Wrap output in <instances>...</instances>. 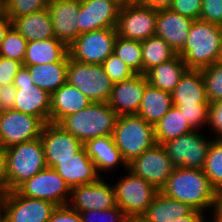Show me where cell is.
Returning <instances> with one entry per match:
<instances>
[{
  "instance_id": "cell-1",
  "label": "cell",
  "mask_w": 222,
  "mask_h": 222,
  "mask_svg": "<svg viewBox=\"0 0 222 222\" xmlns=\"http://www.w3.org/2000/svg\"><path fill=\"white\" fill-rule=\"evenodd\" d=\"M160 192L190 205L209 217L216 189L211 185L203 169L179 167L173 170Z\"/></svg>"
},
{
  "instance_id": "cell-2",
  "label": "cell",
  "mask_w": 222,
  "mask_h": 222,
  "mask_svg": "<svg viewBox=\"0 0 222 222\" xmlns=\"http://www.w3.org/2000/svg\"><path fill=\"white\" fill-rule=\"evenodd\" d=\"M187 69L202 70L222 58V26L194 20L184 48L178 53Z\"/></svg>"
},
{
  "instance_id": "cell-3",
  "label": "cell",
  "mask_w": 222,
  "mask_h": 222,
  "mask_svg": "<svg viewBox=\"0 0 222 222\" xmlns=\"http://www.w3.org/2000/svg\"><path fill=\"white\" fill-rule=\"evenodd\" d=\"M118 116L108 102H92L80 112L64 117L58 124L84 144L93 138L111 136Z\"/></svg>"
},
{
  "instance_id": "cell-4",
  "label": "cell",
  "mask_w": 222,
  "mask_h": 222,
  "mask_svg": "<svg viewBox=\"0 0 222 222\" xmlns=\"http://www.w3.org/2000/svg\"><path fill=\"white\" fill-rule=\"evenodd\" d=\"M112 137L127 164L157 144L154 126L137 114L118 116Z\"/></svg>"
},
{
  "instance_id": "cell-5",
  "label": "cell",
  "mask_w": 222,
  "mask_h": 222,
  "mask_svg": "<svg viewBox=\"0 0 222 222\" xmlns=\"http://www.w3.org/2000/svg\"><path fill=\"white\" fill-rule=\"evenodd\" d=\"M7 155L8 192L45 169L44 146L41 138L23 142L5 149Z\"/></svg>"
},
{
  "instance_id": "cell-6",
  "label": "cell",
  "mask_w": 222,
  "mask_h": 222,
  "mask_svg": "<svg viewBox=\"0 0 222 222\" xmlns=\"http://www.w3.org/2000/svg\"><path fill=\"white\" fill-rule=\"evenodd\" d=\"M122 173L125 175H121L115 179L117 182L112 183L117 206L126 217L142 216L159 190L128 169Z\"/></svg>"
},
{
  "instance_id": "cell-7",
  "label": "cell",
  "mask_w": 222,
  "mask_h": 222,
  "mask_svg": "<svg viewBox=\"0 0 222 222\" xmlns=\"http://www.w3.org/2000/svg\"><path fill=\"white\" fill-rule=\"evenodd\" d=\"M67 83L76 87L91 102H108L113 87L102 65L81 63L69 56Z\"/></svg>"
},
{
  "instance_id": "cell-8",
  "label": "cell",
  "mask_w": 222,
  "mask_h": 222,
  "mask_svg": "<svg viewBox=\"0 0 222 222\" xmlns=\"http://www.w3.org/2000/svg\"><path fill=\"white\" fill-rule=\"evenodd\" d=\"M206 133L193 130L162 144L175 168L203 169L211 142L214 140Z\"/></svg>"
},
{
  "instance_id": "cell-9",
  "label": "cell",
  "mask_w": 222,
  "mask_h": 222,
  "mask_svg": "<svg viewBox=\"0 0 222 222\" xmlns=\"http://www.w3.org/2000/svg\"><path fill=\"white\" fill-rule=\"evenodd\" d=\"M116 38V27L82 33L68 46V55L81 63L102 65L113 53Z\"/></svg>"
},
{
  "instance_id": "cell-10",
  "label": "cell",
  "mask_w": 222,
  "mask_h": 222,
  "mask_svg": "<svg viewBox=\"0 0 222 222\" xmlns=\"http://www.w3.org/2000/svg\"><path fill=\"white\" fill-rule=\"evenodd\" d=\"M56 207L50 201L9 191L3 196L1 222H47Z\"/></svg>"
},
{
  "instance_id": "cell-11",
  "label": "cell",
  "mask_w": 222,
  "mask_h": 222,
  "mask_svg": "<svg viewBox=\"0 0 222 222\" xmlns=\"http://www.w3.org/2000/svg\"><path fill=\"white\" fill-rule=\"evenodd\" d=\"M13 86L16 88L14 110L39 117L44 123L50 122L51 95L34 85L27 67L18 71Z\"/></svg>"
},
{
  "instance_id": "cell-12",
  "label": "cell",
  "mask_w": 222,
  "mask_h": 222,
  "mask_svg": "<svg viewBox=\"0 0 222 222\" xmlns=\"http://www.w3.org/2000/svg\"><path fill=\"white\" fill-rule=\"evenodd\" d=\"M16 191L22 196L47 200L57 206L67 205L71 194L69 185L49 167L26 180Z\"/></svg>"
},
{
  "instance_id": "cell-13",
  "label": "cell",
  "mask_w": 222,
  "mask_h": 222,
  "mask_svg": "<svg viewBox=\"0 0 222 222\" xmlns=\"http://www.w3.org/2000/svg\"><path fill=\"white\" fill-rule=\"evenodd\" d=\"M45 123L31 114L10 109L0 112V147L35 140L41 136Z\"/></svg>"
},
{
  "instance_id": "cell-14",
  "label": "cell",
  "mask_w": 222,
  "mask_h": 222,
  "mask_svg": "<svg viewBox=\"0 0 222 222\" xmlns=\"http://www.w3.org/2000/svg\"><path fill=\"white\" fill-rule=\"evenodd\" d=\"M127 169L160 191L175 167L164 147L156 144L127 164Z\"/></svg>"
},
{
  "instance_id": "cell-15",
  "label": "cell",
  "mask_w": 222,
  "mask_h": 222,
  "mask_svg": "<svg viewBox=\"0 0 222 222\" xmlns=\"http://www.w3.org/2000/svg\"><path fill=\"white\" fill-rule=\"evenodd\" d=\"M157 10L144 5L121 7L117 20V36L144 41L155 36Z\"/></svg>"
},
{
  "instance_id": "cell-16",
  "label": "cell",
  "mask_w": 222,
  "mask_h": 222,
  "mask_svg": "<svg viewBox=\"0 0 222 222\" xmlns=\"http://www.w3.org/2000/svg\"><path fill=\"white\" fill-rule=\"evenodd\" d=\"M105 177L96 182L71 188L68 205L78 212L109 210L117 207L115 190Z\"/></svg>"
},
{
  "instance_id": "cell-17",
  "label": "cell",
  "mask_w": 222,
  "mask_h": 222,
  "mask_svg": "<svg viewBox=\"0 0 222 222\" xmlns=\"http://www.w3.org/2000/svg\"><path fill=\"white\" fill-rule=\"evenodd\" d=\"M121 4L116 0H80L78 36L82 33L116 27Z\"/></svg>"
},
{
  "instance_id": "cell-18",
  "label": "cell",
  "mask_w": 222,
  "mask_h": 222,
  "mask_svg": "<svg viewBox=\"0 0 222 222\" xmlns=\"http://www.w3.org/2000/svg\"><path fill=\"white\" fill-rule=\"evenodd\" d=\"M45 154L46 166L53 168L55 160L72 158L83 148V143L57 123H45L40 136Z\"/></svg>"
},
{
  "instance_id": "cell-19",
  "label": "cell",
  "mask_w": 222,
  "mask_h": 222,
  "mask_svg": "<svg viewBox=\"0 0 222 222\" xmlns=\"http://www.w3.org/2000/svg\"><path fill=\"white\" fill-rule=\"evenodd\" d=\"M148 84L145 74H135L127 80L113 83L109 106L119 116L137 114Z\"/></svg>"
},
{
  "instance_id": "cell-20",
  "label": "cell",
  "mask_w": 222,
  "mask_h": 222,
  "mask_svg": "<svg viewBox=\"0 0 222 222\" xmlns=\"http://www.w3.org/2000/svg\"><path fill=\"white\" fill-rule=\"evenodd\" d=\"M48 10L55 38L68 47L78 37L80 0H50Z\"/></svg>"
},
{
  "instance_id": "cell-21",
  "label": "cell",
  "mask_w": 222,
  "mask_h": 222,
  "mask_svg": "<svg viewBox=\"0 0 222 222\" xmlns=\"http://www.w3.org/2000/svg\"><path fill=\"white\" fill-rule=\"evenodd\" d=\"M193 21L170 8L157 10L155 35L162 38L178 54L186 44Z\"/></svg>"
},
{
  "instance_id": "cell-22",
  "label": "cell",
  "mask_w": 222,
  "mask_h": 222,
  "mask_svg": "<svg viewBox=\"0 0 222 222\" xmlns=\"http://www.w3.org/2000/svg\"><path fill=\"white\" fill-rule=\"evenodd\" d=\"M83 147L101 177H104L105 174L107 176L108 172L111 174L112 171H120L122 167L123 171L127 169V163L116 147L112 135L90 139L83 144ZM116 168L118 169L116 170ZM103 171L106 173L104 174Z\"/></svg>"
},
{
  "instance_id": "cell-23",
  "label": "cell",
  "mask_w": 222,
  "mask_h": 222,
  "mask_svg": "<svg viewBox=\"0 0 222 222\" xmlns=\"http://www.w3.org/2000/svg\"><path fill=\"white\" fill-rule=\"evenodd\" d=\"M53 169L70 188L94 183L101 177L84 147L74 154L72 158L55 160Z\"/></svg>"
},
{
  "instance_id": "cell-24",
  "label": "cell",
  "mask_w": 222,
  "mask_h": 222,
  "mask_svg": "<svg viewBox=\"0 0 222 222\" xmlns=\"http://www.w3.org/2000/svg\"><path fill=\"white\" fill-rule=\"evenodd\" d=\"M174 106H209L201 70L187 69L171 92Z\"/></svg>"
},
{
  "instance_id": "cell-25",
  "label": "cell",
  "mask_w": 222,
  "mask_h": 222,
  "mask_svg": "<svg viewBox=\"0 0 222 222\" xmlns=\"http://www.w3.org/2000/svg\"><path fill=\"white\" fill-rule=\"evenodd\" d=\"M91 103L76 87L66 82L51 94L50 122L58 124L64 117L80 112Z\"/></svg>"
},
{
  "instance_id": "cell-26",
  "label": "cell",
  "mask_w": 222,
  "mask_h": 222,
  "mask_svg": "<svg viewBox=\"0 0 222 222\" xmlns=\"http://www.w3.org/2000/svg\"><path fill=\"white\" fill-rule=\"evenodd\" d=\"M68 47L56 38L27 43L23 66L68 62Z\"/></svg>"
},
{
  "instance_id": "cell-27",
  "label": "cell",
  "mask_w": 222,
  "mask_h": 222,
  "mask_svg": "<svg viewBox=\"0 0 222 222\" xmlns=\"http://www.w3.org/2000/svg\"><path fill=\"white\" fill-rule=\"evenodd\" d=\"M11 20L12 26L28 42L55 38L48 8Z\"/></svg>"
},
{
  "instance_id": "cell-28",
  "label": "cell",
  "mask_w": 222,
  "mask_h": 222,
  "mask_svg": "<svg viewBox=\"0 0 222 222\" xmlns=\"http://www.w3.org/2000/svg\"><path fill=\"white\" fill-rule=\"evenodd\" d=\"M195 209L158 191L142 217L148 222H171L190 215Z\"/></svg>"
},
{
  "instance_id": "cell-29",
  "label": "cell",
  "mask_w": 222,
  "mask_h": 222,
  "mask_svg": "<svg viewBox=\"0 0 222 222\" xmlns=\"http://www.w3.org/2000/svg\"><path fill=\"white\" fill-rule=\"evenodd\" d=\"M173 106L171 93L148 84L137 115L154 126Z\"/></svg>"
},
{
  "instance_id": "cell-30",
  "label": "cell",
  "mask_w": 222,
  "mask_h": 222,
  "mask_svg": "<svg viewBox=\"0 0 222 222\" xmlns=\"http://www.w3.org/2000/svg\"><path fill=\"white\" fill-rule=\"evenodd\" d=\"M67 65L68 62H53L25 67L28 68L34 85L51 95L67 82Z\"/></svg>"
},
{
  "instance_id": "cell-31",
  "label": "cell",
  "mask_w": 222,
  "mask_h": 222,
  "mask_svg": "<svg viewBox=\"0 0 222 222\" xmlns=\"http://www.w3.org/2000/svg\"><path fill=\"white\" fill-rule=\"evenodd\" d=\"M186 70L183 59L177 54L173 59L150 69L145 75L150 85L171 93Z\"/></svg>"
},
{
  "instance_id": "cell-32",
  "label": "cell",
  "mask_w": 222,
  "mask_h": 222,
  "mask_svg": "<svg viewBox=\"0 0 222 222\" xmlns=\"http://www.w3.org/2000/svg\"><path fill=\"white\" fill-rule=\"evenodd\" d=\"M194 129L181 114L178 107L173 106L155 125L156 143L162 145L166 141L178 138Z\"/></svg>"
},
{
  "instance_id": "cell-33",
  "label": "cell",
  "mask_w": 222,
  "mask_h": 222,
  "mask_svg": "<svg viewBox=\"0 0 222 222\" xmlns=\"http://www.w3.org/2000/svg\"><path fill=\"white\" fill-rule=\"evenodd\" d=\"M143 74L161 63L173 59L177 54L162 38L152 36L141 42Z\"/></svg>"
},
{
  "instance_id": "cell-34",
  "label": "cell",
  "mask_w": 222,
  "mask_h": 222,
  "mask_svg": "<svg viewBox=\"0 0 222 222\" xmlns=\"http://www.w3.org/2000/svg\"><path fill=\"white\" fill-rule=\"evenodd\" d=\"M113 53L136 74H143L141 41L124 39L117 36Z\"/></svg>"
},
{
  "instance_id": "cell-35",
  "label": "cell",
  "mask_w": 222,
  "mask_h": 222,
  "mask_svg": "<svg viewBox=\"0 0 222 222\" xmlns=\"http://www.w3.org/2000/svg\"><path fill=\"white\" fill-rule=\"evenodd\" d=\"M203 172L216 190L222 189V139L211 142Z\"/></svg>"
},
{
  "instance_id": "cell-36",
  "label": "cell",
  "mask_w": 222,
  "mask_h": 222,
  "mask_svg": "<svg viewBox=\"0 0 222 222\" xmlns=\"http://www.w3.org/2000/svg\"><path fill=\"white\" fill-rule=\"evenodd\" d=\"M28 41L11 26L0 44V56L23 64Z\"/></svg>"
},
{
  "instance_id": "cell-37",
  "label": "cell",
  "mask_w": 222,
  "mask_h": 222,
  "mask_svg": "<svg viewBox=\"0 0 222 222\" xmlns=\"http://www.w3.org/2000/svg\"><path fill=\"white\" fill-rule=\"evenodd\" d=\"M209 103L222 100V60L201 70Z\"/></svg>"
},
{
  "instance_id": "cell-38",
  "label": "cell",
  "mask_w": 222,
  "mask_h": 222,
  "mask_svg": "<svg viewBox=\"0 0 222 222\" xmlns=\"http://www.w3.org/2000/svg\"><path fill=\"white\" fill-rule=\"evenodd\" d=\"M50 0H4V13L10 19L36 13L48 8Z\"/></svg>"
},
{
  "instance_id": "cell-39",
  "label": "cell",
  "mask_w": 222,
  "mask_h": 222,
  "mask_svg": "<svg viewBox=\"0 0 222 222\" xmlns=\"http://www.w3.org/2000/svg\"><path fill=\"white\" fill-rule=\"evenodd\" d=\"M102 66L113 83L127 80L136 74L114 53L102 63Z\"/></svg>"
},
{
  "instance_id": "cell-40",
  "label": "cell",
  "mask_w": 222,
  "mask_h": 222,
  "mask_svg": "<svg viewBox=\"0 0 222 222\" xmlns=\"http://www.w3.org/2000/svg\"><path fill=\"white\" fill-rule=\"evenodd\" d=\"M194 130L206 131L209 106H176Z\"/></svg>"
},
{
  "instance_id": "cell-41",
  "label": "cell",
  "mask_w": 222,
  "mask_h": 222,
  "mask_svg": "<svg viewBox=\"0 0 222 222\" xmlns=\"http://www.w3.org/2000/svg\"><path fill=\"white\" fill-rule=\"evenodd\" d=\"M79 214L82 222H125L127 218L118 206L102 211H82Z\"/></svg>"
},
{
  "instance_id": "cell-42",
  "label": "cell",
  "mask_w": 222,
  "mask_h": 222,
  "mask_svg": "<svg viewBox=\"0 0 222 222\" xmlns=\"http://www.w3.org/2000/svg\"><path fill=\"white\" fill-rule=\"evenodd\" d=\"M206 129L211 138L222 139V100L210 103Z\"/></svg>"
},
{
  "instance_id": "cell-43",
  "label": "cell",
  "mask_w": 222,
  "mask_h": 222,
  "mask_svg": "<svg viewBox=\"0 0 222 222\" xmlns=\"http://www.w3.org/2000/svg\"><path fill=\"white\" fill-rule=\"evenodd\" d=\"M199 20L222 26V0H202Z\"/></svg>"
},
{
  "instance_id": "cell-44",
  "label": "cell",
  "mask_w": 222,
  "mask_h": 222,
  "mask_svg": "<svg viewBox=\"0 0 222 222\" xmlns=\"http://www.w3.org/2000/svg\"><path fill=\"white\" fill-rule=\"evenodd\" d=\"M202 0H173L170 9L192 20H199Z\"/></svg>"
},
{
  "instance_id": "cell-45",
  "label": "cell",
  "mask_w": 222,
  "mask_h": 222,
  "mask_svg": "<svg viewBox=\"0 0 222 222\" xmlns=\"http://www.w3.org/2000/svg\"><path fill=\"white\" fill-rule=\"evenodd\" d=\"M23 67L19 61L0 57V86L11 85L18 71Z\"/></svg>"
},
{
  "instance_id": "cell-46",
  "label": "cell",
  "mask_w": 222,
  "mask_h": 222,
  "mask_svg": "<svg viewBox=\"0 0 222 222\" xmlns=\"http://www.w3.org/2000/svg\"><path fill=\"white\" fill-rule=\"evenodd\" d=\"M47 222H82L78 211L68 204L57 206Z\"/></svg>"
},
{
  "instance_id": "cell-47",
  "label": "cell",
  "mask_w": 222,
  "mask_h": 222,
  "mask_svg": "<svg viewBox=\"0 0 222 222\" xmlns=\"http://www.w3.org/2000/svg\"><path fill=\"white\" fill-rule=\"evenodd\" d=\"M16 88L11 85L0 86V112L13 109Z\"/></svg>"
},
{
  "instance_id": "cell-48",
  "label": "cell",
  "mask_w": 222,
  "mask_h": 222,
  "mask_svg": "<svg viewBox=\"0 0 222 222\" xmlns=\"http://www.w3.org/2000/svg\"><path fill=\"white\" fill-rule=\"evenodd\" d=\"M0 189L4 193L8 192L7 155L2 147H0Z\"/></svg>"
},
{
  "instance_id": "cell-49",
  "label": "cell",
  "mask_w": 222,
  "mask_h": 222,
  "mask_svg": "<svg viewBox=\"0 0 222 222\" xmlns=\"http://www.w3.org/2000/svg\"><path fill=\"white\" fill-rule=\"evenodd\" d=\"M209 217L214 222H222V189L216 190L213 208Z\"/></svg>"
},
{
  "instance_id": "cell-50",
  "label": "cell",
  "mask_w": 222,
  "mask_h": 222,
  "mask_svg": "<svg viewBox=\"0 0 222 222\" xmlns=\"http://www.w3.org/2000/svg\"><path fill=\"white\" fill-rule=\"evenodd\" d=\"M207 217L205 213L194 210L190 215L177 218L171 222H204Z\"/></svg>"
},
{
  "instance_id": "cell-51",
  "label": "cell",
  "mask_w": 222,
  "mask_h": 222,
  "mask_svg": "<svg viewBox=\"0 0 222 222\" xmlns=\"http://www.w3.org/2000/svg\"><path fill=\"white\" fill-rule=\"evenodd\" d=\"M173 0H145V6L152 9L161 10L170 8Z\"/></svg>"
},
{
  "instance_id": "cell-52",
  "label": "cell",
  "mask_w": 222,
  "mask_h": 222,
  "mask_svg": "<svg viewBox=\"0 0 222 222\" xmlns=\"http://www.w3.org/2000/svg\"><path fill=\"white\" fill-rule=\"evenodd\" d=\"M12 26V20L4 13L0 16V44L4 40L6 32Z\"/></svg>"
},
{
  "instance_id": "cell-53",
  "label": "cell",
  "mask_w": 222,
  "mask_h": 222,
  "mask_svg": "<svg viewBox=\"0 0 222 222\" xmlns=\"http://www.w3.org/2000/svg\"><path fill=\"white\" fill-rule=\"evenodd\" d=\"M136 5L145 6V0H124V6H136Z\"/></svg>"
},
{
  "instance_id": "cell-54",
  "label": "cell",
  "mask_w": 222,
  "mask_h": 222,
  "mask_svg": "<svg viewBox=\"0 0 222 222\" xmlns=\"http://www.w3.org/2000/svg\"><path fill=\"white\" fill-rule=\"evenodd\" d=\"M125 222H148L142 216L139 217H127Z\"/></svg>"
},
{
  "instance_id": "cell-55",
  "label": "cell",
  "mask_w": 222,
  "mask_h": 222,
  "mask_svg": "<svg viewBox=\"0 0 222 222\" xmlns=\"http://www.w3.org/2000/svg\"><path fill=\"white\" fill-rule=\"evenodd\" d=\"M4 14V0H0V16Z\"/></svg>"
},
{
  "instance_id": "cell-56",
  "label": "cell",
  "mask_w": 222,
  "mask_h": 222,
  "mask_svg": "<svg viewBox=\"0 0 222 222\" xmlns=\"http://www.w3.org/2000/svg\"><path fill=\"white\" fill-rule=\"evenodd\" d=\"M3 196H4V192L0 189V206H2Z\"/></svg>"
},
{
  "instance_id": "cell-57",
  "label": "cell",
  "mask_w": 222,
  "mask_h": 222,
  "mask_svg": "<svg viewBox=\"0 0 222 222\" xmlns=\"http://www.w3.org/2000/svg\"><path fill=\"white\" fill-rule=\"evenodd\" d=\"M122 7H124V0H116Z\"/></svg>"
},
{
  "instance_id": "cell-58",
  "label": "cell",
  "mask_w": 222,
  "mask_h": 222,
  "mask_svg": "<svg viewBox=\"0 0 222 222\" xmlns=\"http://www.w3.org/2000/svg\"><path fill=\"white\" fill-rule=\"evenodd\" d=\"M204 222H214L210 217H207Z\"/></svg>"
},
{
  "instance_id": "cell-59",
  "label": "cell",
  "mask_w": 222,
  "mask_h": 222,
  "mask_svg": "<svg viewBox=\"0 0 222 222\" xmlns=\"http://www.w3.org/2000/svg\"><path fill=\"white\" fill-rule=\"evenodd\" d=\"M1 215H2V206H0V222H1Z\"/></svg>"
}]
</instances>
